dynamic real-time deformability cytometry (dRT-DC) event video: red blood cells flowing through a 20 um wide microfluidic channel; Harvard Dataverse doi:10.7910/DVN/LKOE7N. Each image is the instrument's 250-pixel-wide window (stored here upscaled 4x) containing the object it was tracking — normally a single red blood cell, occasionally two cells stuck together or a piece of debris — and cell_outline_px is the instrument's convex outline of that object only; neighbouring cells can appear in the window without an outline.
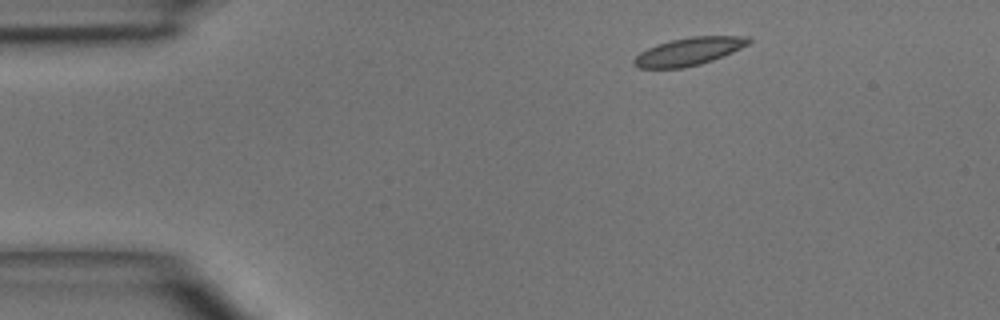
{"species": "common noctule bat (a hibernating species)", "species_latin": "Nyctalus noctula", "temperature_condition": "room temperature", "stored_images_in_passage": 6, "camera_frame_rate_fps": 3000, "um_per_image_px": 0.085, "animal": {"sex": "male", "body_mass_g": 15.6}, "frame": {"image": 1, "passage_image": 1, "time_ms": 0.0, "image_size_px": [1000, 320], "cell_outline_px": [[752, 40], [748, 44], [732, 52], [712, 60], [700, 64], [684, 68], [640, 68], [632, 64], [632, 60], [640, 52], [656, 44], [672, 40], [692, 36], [748, 36]], "centroid_in_image_um": [58.53, 4.37], "position_along_channel_um": 26.5, "area_um2": 18.5}}
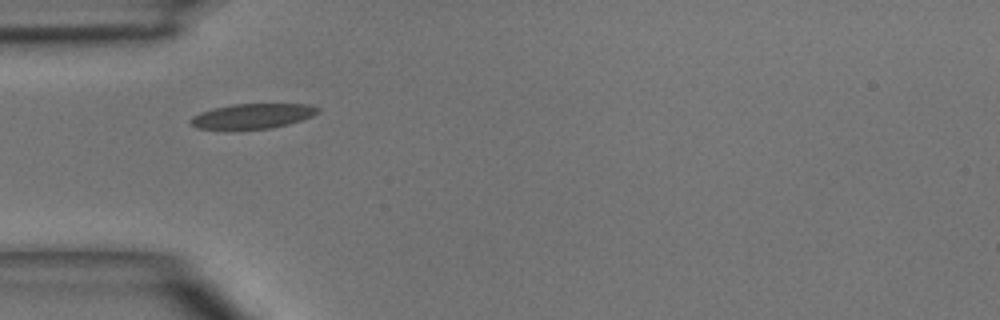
{"frame": {"image": 2, "passage_image": 3, "time_ms": 2.333, "image_size_px": [1000, 320], "cell_outline_px": [[320, 112], [312, 116], [288, 124], [272, 128], [236, 132], [196, 128], [188, 120], [192, 116], [200, 112], [212, 108], [232, 104], [308, 104], [320, 108]], "centroid_in_image_um": [21.39, 9.91], "position_along_channel_um": 63.6, "area_um2": 19.36}}
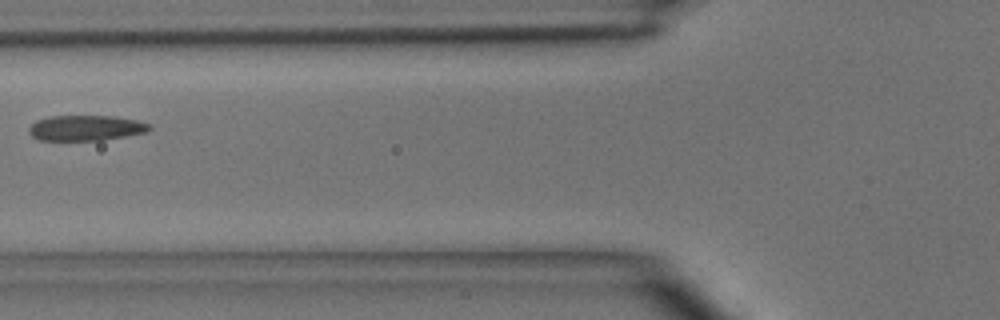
{"frame": {"image": 3, "passage_image": 4, "time_ms": 3.667, "image_size_px": [1000, 320], "cell_outline_px": [[152, 128], [148, 132], [100, 140], [40, 140], [32, 136], [28, 132], [28, 128], [36, 120], [48, 116], [116, 116], [136, 120], [152, 124]], "centroid_in_image_um": [7.31, 10.87], "position_along_channel_um": 118.5, "area_um2": 17.92}}